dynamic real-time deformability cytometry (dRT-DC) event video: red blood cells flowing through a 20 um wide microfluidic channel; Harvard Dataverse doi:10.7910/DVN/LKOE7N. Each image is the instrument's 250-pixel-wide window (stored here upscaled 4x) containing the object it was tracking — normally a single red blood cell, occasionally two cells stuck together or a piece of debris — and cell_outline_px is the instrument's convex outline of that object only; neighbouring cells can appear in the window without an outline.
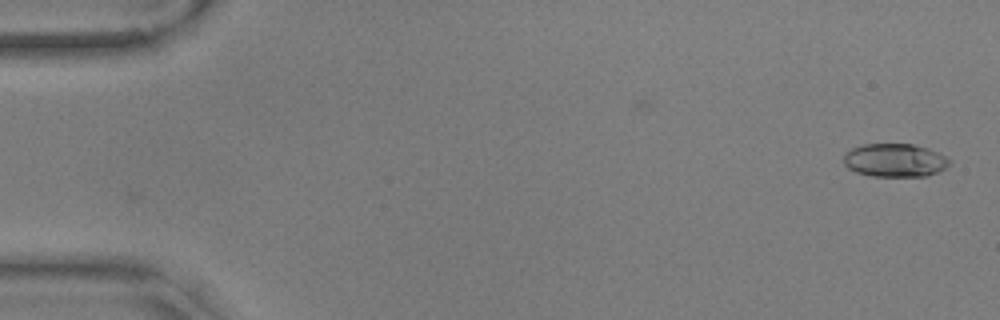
{"species": "common noctule bat (a hibernating species)", "species_latin": "Nyctalus noctula", "temperature_condition": "warm", "stored_images_in_passage": 49, "camera_frame_rate_fps": 3000, "um_per_image_px": 0.085, "animal": {"sex": "male", "body_mass_g": 17.9, "forearm_length_mm": 54.2}, "frame": {"image": 1, "passage_image": 2, "time_ms": 0.333, "image_size_px": [1000, 320], "cell_outline_px": [[952, 164], [936, 172], [924, 176], [872, 176], [856, 172], [848, 168], [844, 164], [844, 156], [852, 148], [860, 144], [912, 144], [928, 148], [952, 160]], "centroid_in_image_um": [76.06, 13.62], "position_along_channel_um": 8.9, "area_um2": 20.46}}
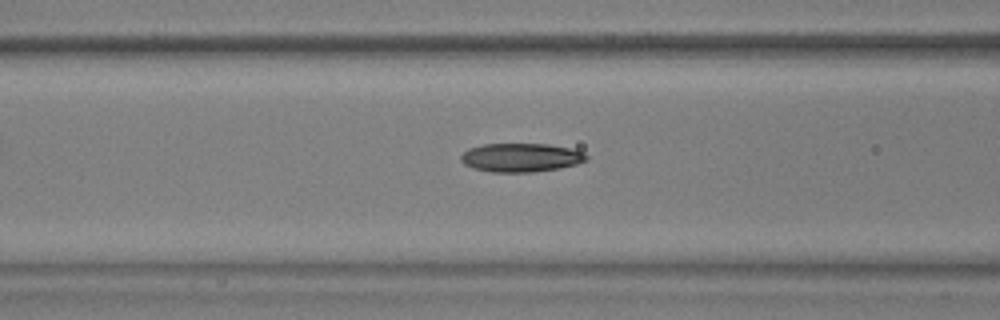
{"frame": {"image": 2, "passage_image": 23, "time_ms": 7.333, "image_size_px": [1000, 320], "cell_outline_px": [[588, 160], [576, 164], [560, 168], [532, 172], [492, 172], [472, 168], [464, 164], [460, 160], [460, 156], [468, 148], [484, 144], [548, 144], [568, 148], [580, 152], [588, 156]], "centroid_in_image_um": [44.24, 13.4], "position_along_channel_um": 122.4, "area_um2": 20.92}}
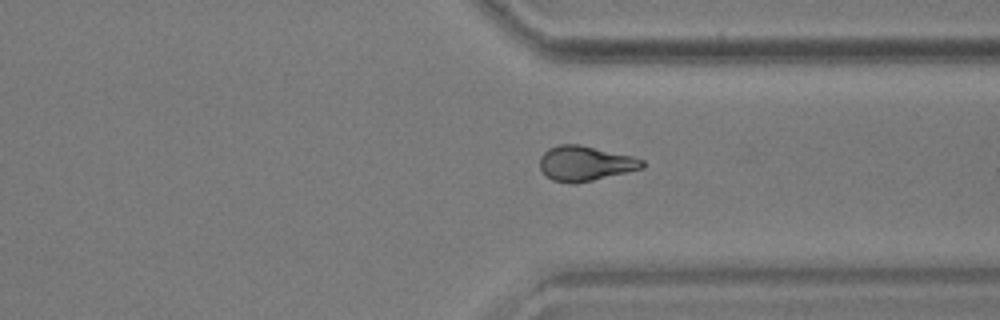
{"frame": {"image": 3, "passage_image": 43, "time_ms": 14.0, "image_size_px": [1000, 320], "cell_outline_px": [[644, 168], [576, 184], [572, 184], [552, 180], [540, 168], [540, 156], [548, 148], [560, 144], [580, 144], [632, 156], [644, 160]], "centroid_in_image_um": [49.74, 13.89], "position_along_channel_um": 361.7, "area_um2": 20.87}, "authors_computed_cell_mechanics": {"area_um2": 20.4612, "velocity_mm_per_s": 3.591, "shape_relaxation_time_tau1_ms": 7.8999, "shape_relaxation_time_tau2_ms": 4.4952, "deformation_change_tau1": 0.2287, "deformation_change_tau2": 0.1225}}